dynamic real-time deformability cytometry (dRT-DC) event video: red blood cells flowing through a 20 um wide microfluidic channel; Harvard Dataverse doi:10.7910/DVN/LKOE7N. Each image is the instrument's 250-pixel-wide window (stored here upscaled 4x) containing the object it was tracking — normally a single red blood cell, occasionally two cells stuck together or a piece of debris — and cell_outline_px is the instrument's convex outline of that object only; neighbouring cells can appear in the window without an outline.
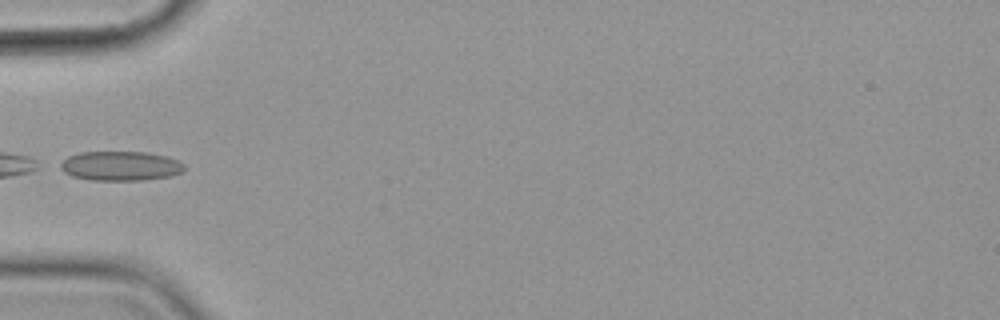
{"species": "common noctule bat (a hibernating species)", "species_latin": "Nyctalus noctula", "temperature_condition": "cold", "stored_images_in_passage": 8, "camera_frame_rate_fps": 3000, "um_per_image_px": 0.085, "animal": {"sex": "female", "body_mass_g": 19.9}, "frame": {"image": 1, "passage_image": 6, "time_ms": 6.0, "image_size_px": [1000, 320], "cell_outline_px": [[184, 168], [180, 172], [168, 176], [144, 180], [88, 180], [72, 176], [56, 168], [68, 156], [80, 152], [144, 152], [168, 156], [184, 164]], "centroid_in_image_um": [10.18, 14.1], "position_along_channel_um": 74.8, "area_um2": 21.27}}
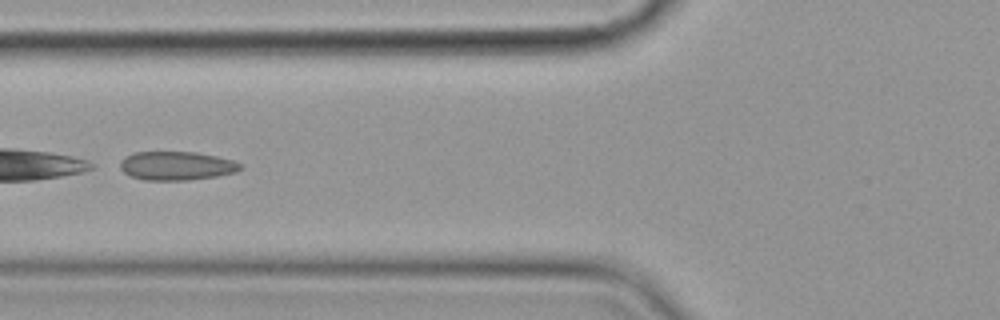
{"frame": {"image": 2, "passage_image": 7, "time_ms": 7.0, "image_size_px": [1000, 320], "cell_outline_px": [[244, 168], [236, 172], [216, 176], [188, 180], [144, 180], [132, 176], [124, 172], [120, 168], [120, 160], [124, 156], [136, 152], [196, 152], [216, 156], [232, 160], [244, 164]], "centroid_in_image_um": [15.03, 14.09], "position_along_channel_um": 110.8, "area_um2": 20.23}}
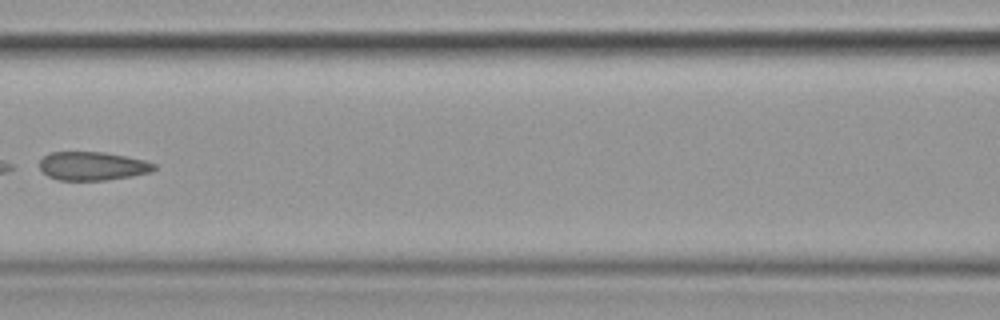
{"frame": {"image": 3, "passage_image": 8, "time_ms": 8.333, "image_size_px": [1000, 320], "cell_outline_px": [[156, 168], [152, 172], [132, 176], [104, 180], [56, 180], [48, 176], [40, 168], [40, 160], [48, 152], [104, 152], [144, 160], [156, 164]], "centroid_in_image_um": [7.86, 14.11], "position_along_channel_um": 158.7, "area_um2": 19.07}}